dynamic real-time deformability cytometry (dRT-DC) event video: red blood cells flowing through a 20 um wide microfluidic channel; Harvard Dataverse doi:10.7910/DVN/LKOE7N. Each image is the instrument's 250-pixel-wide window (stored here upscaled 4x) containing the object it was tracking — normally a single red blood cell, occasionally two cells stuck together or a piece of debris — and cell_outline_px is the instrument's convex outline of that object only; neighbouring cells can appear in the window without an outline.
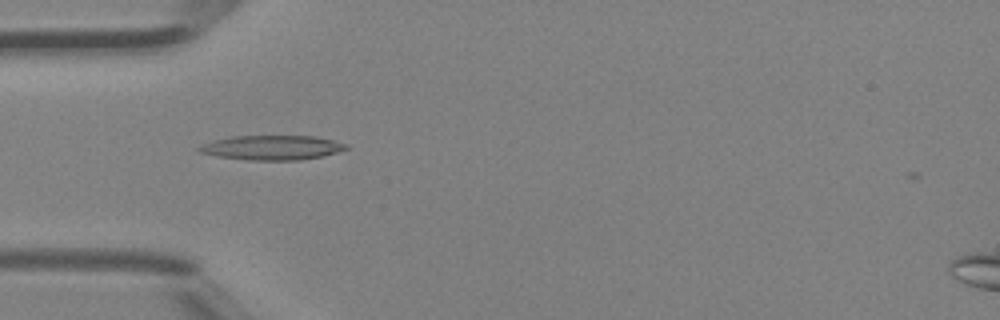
{"species": "Egyptian fruit bat (a non-hibernating species)", "species_latin": "Rousettus aegyptiacus", "temperature_condition": "room temperature", "stored_images_in_passage": 33, "camera_frame_rate_fps": 3000, "um_per_image_px": 0.085, "animal": {"sex": "female"}, "frame": {"image": 1, "passage_image": 2, "time_ms": 0.333, "image_size_px": [1000, 320], "cell_outline_px": [[348, 148], [324, 156], [300, 160], [248, 160], [216, 156], [200, 152], [196, 148], [200, 144], [232, 136], [316, 136], [348, 144]], "centroid_in_image_um": [23.11, 12.55], "position_along_channel_um": 61.9, "area_um2": 21.04}}
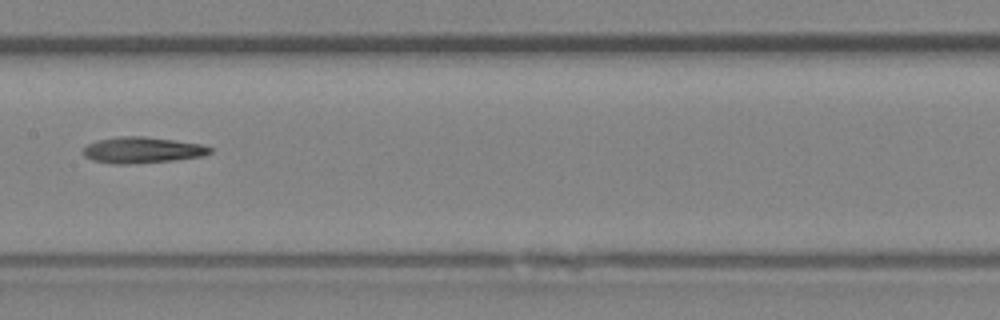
{"frame": {"image": 2, "passage_image": 11, "time_ms": 3.333, "image_size_px": [1000, 320], "cell_outline_px": [[212, 152], [204, 156], [172, 160], [128, 164], [112, 164], [92, 160], [84, 156], [84, 148], [88, 144], [96, 140], [120, 136], [144, 136], [200, 144], [212, 148]], "centroid_in_image_um": [12.07, 12.75], "position_along_channel_um": 195.3, "area_um2": 19.19}}
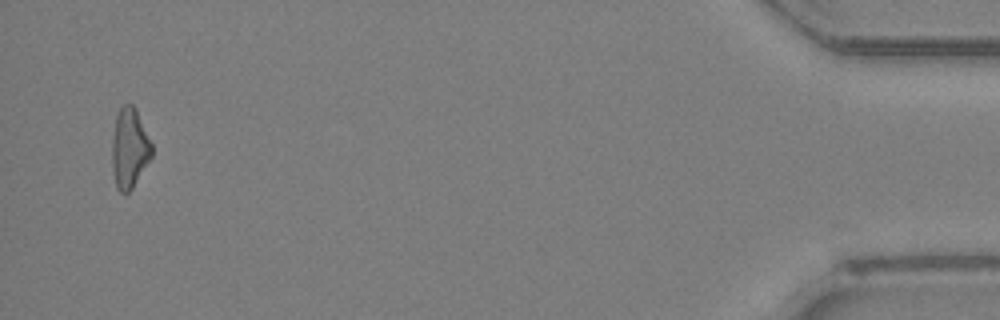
{"frame": {"image": 3, "passage_image": 32, "time_ms": 10.333, "image_size_px": [1000, 320], "cell_outline_px": [[152, 156], [132, 188], [128, 192], [120, 192], [116, 188], [112, 172], [112, 140], [116, 116], [120, 108], [124, 104], [132, 104], [136, 108], [152, 144]], "centroid_in_image_um": [11.0, 12.6], "position_along_channel_um": 424.2, "area_um2": 18.5}}